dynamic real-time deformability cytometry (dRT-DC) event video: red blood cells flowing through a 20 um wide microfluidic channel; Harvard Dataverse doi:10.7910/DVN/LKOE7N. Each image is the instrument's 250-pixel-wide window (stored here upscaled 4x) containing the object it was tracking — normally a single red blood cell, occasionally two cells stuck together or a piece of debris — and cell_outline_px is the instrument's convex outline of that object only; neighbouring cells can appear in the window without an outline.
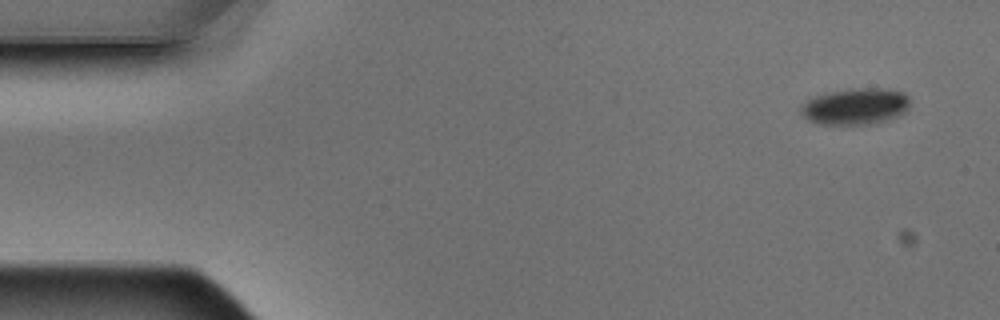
{"species": "Egyptian fruit bat (a non-hibernating species)", "species_latin": "Rousettus aegyptiacus", "temperature_condition": "warm", "stored_images_in_passage": 4, "camera_frame_rate_fps": 3000, "um_per_image_px": 0.085, "animal": {"sex": "male"}, "frame": {"image": 1, "passage_image": 1, "time_ms": 0.0, "image_size_px": [1000, 320], "cell_outline_px": [[908, 108], [900, 116], [884, 120], [864, 124], [820, 124], [808, 120], [800, 112], [800, 108], [808, 100], [816, 96], [828, 92], [848, 88], [880, 88], [904, 92], [908, 96]], "centroid_in_image_um": [72.71, 9.03], "position_along_channel_um": 12.3, "area_um2": 22.95}}
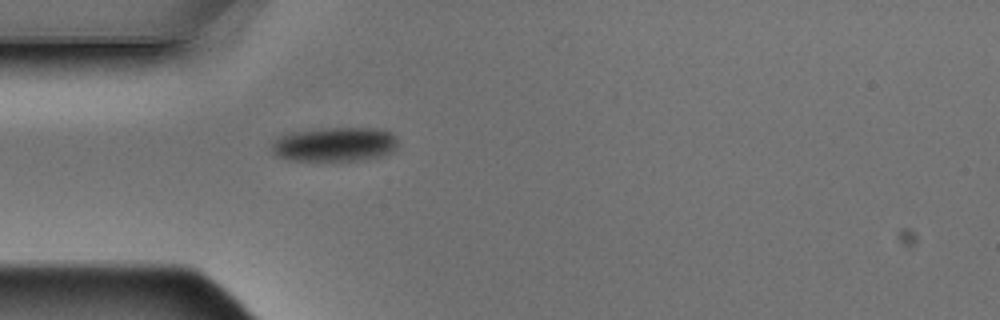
{"frame": {"image": 2, "passage_image": 4, "time_ms": 1.0, "image_size_px": [1000, 320], "cell_outline_px": [[396, 148], [392, 152], [384, 156], [356, 160], [288, 160], [272, 152], [272, 140], [288, 132], [324, 128], [376, 128], [392, 132], [396, 136]], "centroid_in_image_um": [28.46, 12.25], "position_along_channel_um": 56.5, "area_um2": 25.32}}